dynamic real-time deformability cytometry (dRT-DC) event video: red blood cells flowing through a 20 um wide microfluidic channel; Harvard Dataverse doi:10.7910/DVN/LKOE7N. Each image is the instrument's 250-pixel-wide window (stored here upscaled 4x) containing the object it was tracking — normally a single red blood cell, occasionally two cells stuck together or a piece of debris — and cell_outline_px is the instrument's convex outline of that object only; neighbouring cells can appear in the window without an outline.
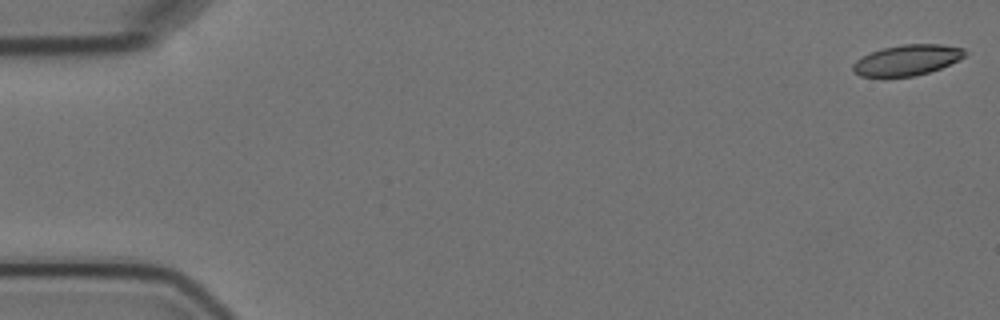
{"species": "Egyptian fruit bat (a non-hibernating species)", "species_latin": "Rousettus aegyptiacus", "temperature_condition": "cold", "stored_images_in_passage": 6, "segment_of_instrument_passage": [1, 2], "camera_frame_rate_fps": 3000, "um_per_image_px": 0.085, "animal": {"sex": "female"}, "frame": {"image": 1, "passage_image": 1, "time_ms": 0.0, "image_size_px": [1000, 320], "cell_outline_px": [[968, 52], [964, 56], [940, 68], [916, 76], [860, 76], [852, 72], [852, 64], [856, 60], [872, 52], [884, 48], [904, 44], [940, 44], [964, 48]], "centroid_in_image_um": [77.09, 5.1], "position_along_channel_um": 7.9, "area_um2": 19.71}}
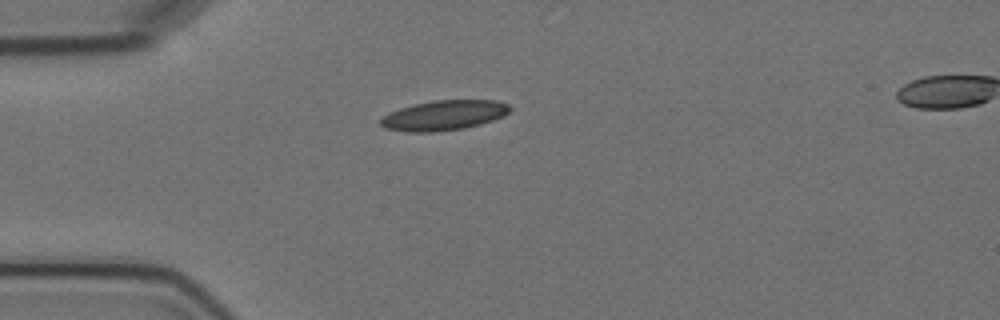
{"frame": {"image": 2, "passage_image": 5, "time_ms": 4.667, "image_size_px": [1000, 320], "cell_outline_px": [[512, 108], [504, 116], [480, 124], [464, 128], [432, 132], [408, 132], [384, 128], [380, 124], [380, 120], [384, 116], [400, 108], [416, 104], [436, 100], [496, 100], [508, 104]], "centroid_in_image_um": [37.76, 9.8], "position_along_channel_um": 47.2, "area_um2": 22.37}}